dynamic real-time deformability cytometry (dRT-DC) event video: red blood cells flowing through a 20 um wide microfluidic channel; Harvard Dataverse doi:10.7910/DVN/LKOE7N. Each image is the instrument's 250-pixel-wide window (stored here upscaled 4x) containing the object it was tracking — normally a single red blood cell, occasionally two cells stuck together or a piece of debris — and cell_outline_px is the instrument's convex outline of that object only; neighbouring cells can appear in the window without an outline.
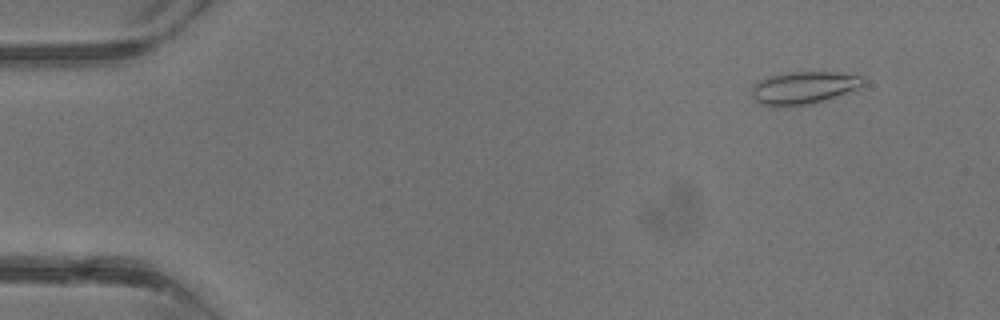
{"species": "common noctule bat (a hibernating species)", "species_latin": "Nyctalus noctula", "temperature_condition": "warm", "stored_images_in_passage": 2, "camera_frame_rate_fps": 3000, "um_per_image_px": 0.085, "animal": {"sex": "male", "body_mass_g": 13.3}, "frame": {"image": 1, "passage_image": 1, "time_ms": 0.0, "image_size_px": [1000, 320], "cell_outline_px": [[864, 84], [852, 92], [816, 104], [776, 108], [760, 104], [752, 96], [752, 88], [760, 80], [768, 76], [788, 72], [836, 72], [860, 76], [864, 80]], "centroid_in_image_um": [68.33, 7.5], "position_along_channel_um": 16.7, "area_um2": 21.68}}